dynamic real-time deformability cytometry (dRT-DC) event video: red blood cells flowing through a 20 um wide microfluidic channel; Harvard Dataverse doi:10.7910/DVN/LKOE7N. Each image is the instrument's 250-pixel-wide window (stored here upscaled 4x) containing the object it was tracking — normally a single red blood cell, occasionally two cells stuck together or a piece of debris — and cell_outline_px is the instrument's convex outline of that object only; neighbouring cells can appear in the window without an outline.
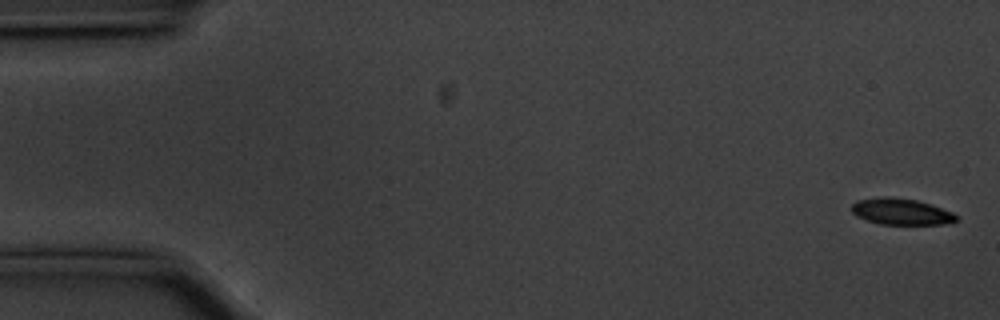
{"species": "common noctule bat (a hibernating species)", "species_latin": "Nyctalus noctula", "temperature_condition": "cold", "stored_images_in_passage": 58, "camera_frame_rate_fps": 3000, "um_per_image_px": 0.085, "animal": {"sex": "male", "body_mass_g": 20.1, "forearm_length_mm": 53.5}, "frame": {"image": 1, "passage_image": 2, "time_ms": 0.333, "image_size_px": [1000, 320], "cell_outline_px": [[960, 220], [944, 224], [880, 224], [856, 216], [848, 208], [856, 200], [880, 196], [892, 196], [916, 200], [932, 204], [952, 212]], "centroid_in_image_um": [76.56, 17.97], "position_along_channel_um": 8.4, "area_um2": 16.3}}
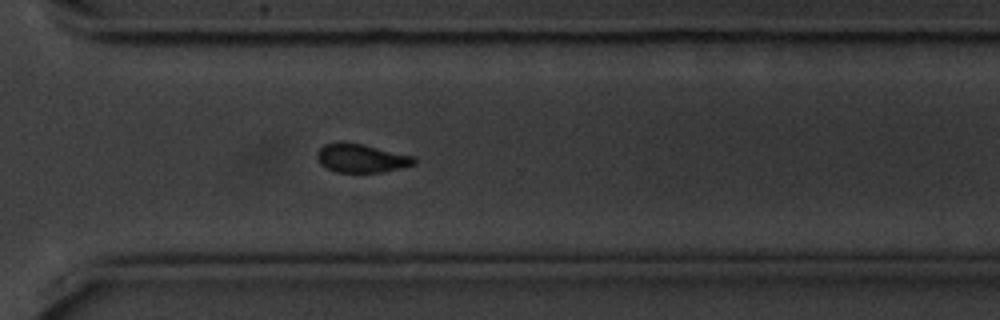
{"frame": {"image": 2, "passage_image": 41, "time_ms": 13.333, "image_size_px": [1000, 320], "cell_outline_px": [[416, 164], [400, 168], [380, 172], [336, 172], [320, 164], [316, 156], [316, 152], [324, 144], [340, 140], [364, 144], [416, 156]], "centroid_in_image_um": [30.71, 13.42], "position_along_channel_um": 339.9, "area_um2": 16.53}}
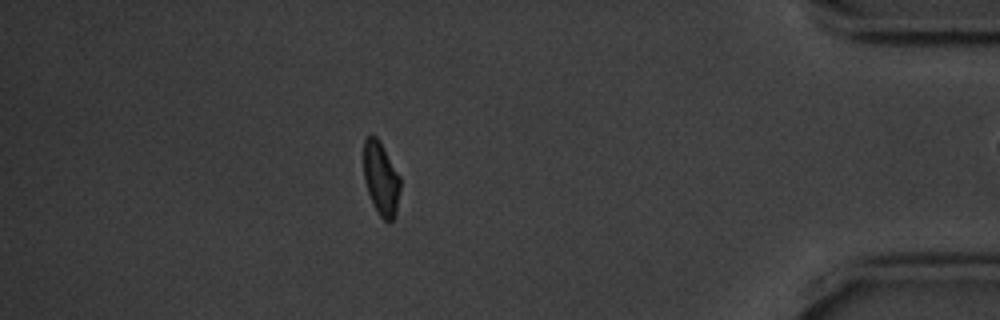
{"frame": {"image": 3, "passage_image": 50, "time_ms": 16.333, "image_size_px": [1000, 320], "cell_outline_px": [[400, 188], [396, 212], [392, 220], [388, 224], [380, 216], [372, 204], [364, 180], [364, 140], [372, 132], [380, 140], [400, 176]], "centroid_in_image_um": [32.38, 15.16], "position_along_channel_um": 402.8, "area_um2": 15.84}, "authors_computed_cell_mechanics": {"area_um2": 16.7909, "velocity_mm_per_s": 3.546, "shape_relaxation_time_tau1_ms": 2.521, "shape_relaxation_time_tau2_ms": 3.3948, "deformation_change_tau1": 0.085, "deformation_change_tau2": 0.0786}}